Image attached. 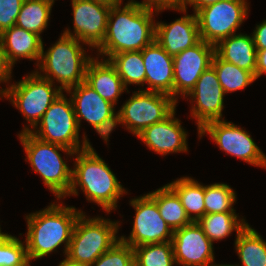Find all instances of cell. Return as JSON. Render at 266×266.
Listing matches in <instances>:
<instances>
[{"label": "cell", "instance_id": "1", "mask_svg": "<svg viewBox=\"0 0 266 266\" xmlns=\"http://www.w3.org/2000/svg\"><path fill=\"white\" fill-rule=\"evenodd\" d=\"M154 11L127 2L112 6L107 20L103 42L97 47L99 54L110 58L112 55L141 51L155 41Z\"/></svg>", "mask_w": 266, "mask_h": 266}, {"label": "cell", "instance_id": "2", "mask_svg": "<svg viewBox=\"0 0 266 266\" xmlns=\"http://www.w3.org/2000/svg\"><path fill=\"white\" fill-rule=\"evenodd\" d=\"M82 146V150L76 152L71 188L67 196L78 195V186L88 201L98 204L109 213L117 208L118 199L127 192L105 161L94 151L86 136L83 137Z\"/></svg>", "mask_w": 266, "mask_h": 266}, {"label": "cell", "instance_id": "3", "mask_svg": "<svg viewBox=\"0 0 266 266\" xmlns=\"http://www.w3.org/2000/svg\"><path fill=\"white\" fill-rule=\"evenodd\" d=\"M82 213L75 207L52 203L44 210L27 215L25 243L29 261L48 256L62 243L66 255L76 221Z\"/></svg>", "mask_w": 266, "mask_h": 266}, {"label": "cell", "instance_id": "4", "mask_svg": "<svg viewBox=\"0 0 266 266\" xmlns=\"http://www.w3.org/2000/svg\"><path fill=\"white\" fill-rule=\"evenodd\" d=\"M19 139L32 169L41 175L44 185L59 199L65 198L72 183V169L58 151L74 156L66 147L39 140L29 132H21Z\"/></svg>", "mask_w": 266, "mask_h": 266}, {"label": "cell", "instance_id": "5", "mask_svg": "<svg viewBox=\"0 0 266 266\" xmlns=\"http://www.w3.org/2000/svg\"><path fill=\"white\" fill-rule=\"evenodd\" d=\"M80 42L74 37L62 34L47 52H44L42 47L40 64L36 65L45 74L40 72L39 75L52 83H55V79L61 84V90L65 91L85 81L86 67L92 58L86 56Z\"/></svg>", "mask_w": 266, "mask_h": 266}, {"label": "cell", "instance_id": "6", "mask_svg": "<svg viewBox=\"0 0 266 266\" xmlns=\"http://www.w3.org/2000/svg\"><path fill=\"white\" fill-rule=\"evenodd\" d=\"M86 217L83 213L78 217L65 259L89 266L120 240L116 236L120 224L110 219Z\"/></svg>", "mask_w": 266, "mask_h": 266}, {"label": "cell", "instance_id": "7", "mask_svg": "<svg viewBox=\"0 0 266 266\" xmlns=\"http://www.w3.org/2000/svg\"><path fill=\"white\" fill-rule=\"evenodd\" d=\"M52 86L50 80L41 77L38 71H34L19 82L2 89V97L9 99L34 128L50 105L63 92L59 86L58 88Z\"/></svg>", "mask_w": 266, "mask_h": 266}, {"label": "cell", "instance_id": "8", "mask_svg": "<svg viewBox=\"0 0 266 266\" xmlns=\"http://www.w3.org/2000/svg\"><path fill=\"white\" fill-rule=\"evenodd\" d=\"M63 92L50 105L33 129L25 126L21 132H29L41 141L57 144L75 152L82 150L79 140V126L71 99L65 98Z\"/></svg>", "mask_w": 266, "mask_h": 266}, {"label": "cell", "instance_id": "9", "mask_svg": "<svg viewBox=\"0 0 266 266\" xmlns=\"http://www.w3.org/2000/svg\"><path fill=\"white\" fill-rule=\"evenodd\" d=\"M246 0H224L195 13L200 39L211 45L236 34L248 14Z\"/></svg>", "mask_w": 266, "mask_h": 266}, {"label": "cell", "instance_id": "10", "mask_svg": "<svg viewBox=\"0 0 266 266\" xmlns=\"http://www.w3.org/2000/svg\"><path fill=\"white\" fill-rule=\"evenodd\" d=\"M177 103L168 94L144 89L134 92L118 112L123 125L137 136L148 126L168 117L176 109Z\"/></svg>", "mask_w": 266, "mask_h": 266}, {"label": "cell", "instance_id": "11", "mask_svg": "<svg viewBox=\"0 0 266 266\" xmlns=\"http://www.w3.org/2000/svg\"><path fill=\"white\" fill-rule=\"evenodd\" d=\"M130 204L136 214L130 236H121L122 242L134 248L172 240L174 231L161 217L156 201L149 194L132 199Z\"/></svg>", "mask_w": 266, "mask_h": 266}, {"label": "cell", "instance_id": "12", "mask_svg": "<svg viewBox=\"0 0 266 266\" xmlns=\"http://www.w3.org/2000/svg\"><path fill=\"white\" fill-rule=\"evenodd\" d=\"M209 134L220 150L249 163L266 168V156L256 145L247 131L226 120H216L205 124L199 137Z\"/></svg>", "mask_w": 266, "mask_h": 266}, {"label": "cell", "instance_id": "13", "mask_svg": "<svg viewBox=\"0 0 266 266\" xmlns=\"http://www.w3.org/2000/svg\"><path fill=\"white\" fill-rule=\"evenodd\" d=\"M71 1L74 34L69 29L65 30L63 34L74 37L89 47L97 48L105 37L111 6L94 0Z\"/></svg>", "mask_w": 266, "mask_h": 266}, {"label": "cell", "instance_id": "14", "mask_svg": "<svg viewBox=\"0 0 266 266\" xmlns=\"http://www.w3.org/2000/svg\"><path fill=\"white\" fill-rule=\"evenodd\" d=\"M215 46L200 40L196 45L173 56L174 100L188 95L201 74L211 66Z\"/></svg>", "mask_w": 266, "mask_h": 266}, {"label": "cell", "instance_id": "15", "mask_svg": "<svg viewBox=\"0 0 266 266\" xmlns=\"http://www.w3.org/2000/svg\"><path fill=\"white\" fill-rule=\"evenodd\" d=\"M224 94L215 69L211 65L201 74L187 95L192 97V102H196L192 106L191 114L196 119L198 131L208 122L223 120Z\"/></svg>", "mask_w": 266, "mask_h": 266}, {"label": "cell", "instance_id": "16", "mask_svg": "<svg viewBox=\"0 0 266 266\" xmlns=\"http://www.w3.org/2000/svg\"><path fill=\"white\" fill-rule=\"evenodd\" d=\"M171 242L177 265L205 266L214 262L213 243L197 222L174 230Z\"/></svg>", "mask_w": 266, "mask_h": 266}, {"label": "cell", "instance_id": "17", "mask_svg": "<svg viewBox=\"0 0 266 266\" xmlns=\"http://www.w3.org/2000/svg\"><path fill=\"white\" fill-rule=\"evenodd\" d=\"M137 137L162 156L188 151L187 133L181 127L180 120L175 118V110L163 121L145 128Z\"/></svg>", "mask_w": 266, "mask_h": 266}, {"label": "cell", "instance_id": "18", "mask_svg": "<svg viewBox=\"0 0 266 266\" xmlns=\"http://www.w3.org/2000/svg\"><path fill=\"white\" fill-rule=\"evenodd\" d=\"M142 51L145 66L146 91L161 92L174 99L173 56L169 55L156 41Z\"/></svg>", "mask_w": 266, "mask_h": 266}, {"label": "cell", "instance_id": "19", "mask_svg": "<svg viewBox=\"0 0 266 266\" xmlns=\"http://www.w3.org/2000/svg\"><path fill=\"white\" fill-rule=\"evenodd\" d=\"M196 15H184L170 24L157 22L155 41L171 56H175L200 41Z\"/></svg>", "mask_w": 266, "mask_h": 266}, {"label": "cell", "instance_id": "20", "mask_svg": "<svg viewBox=\"0 0 266 266\" xmlns=\"http://www.w3.org/2000/svg\"><path fill=\"white\" fill-rule=\"evenodd\" d=\"M66 92L71 94L70 99L79 128L82 118L95 127L115 113V105L103 99L85 81L69 88Z\"/></svg>", "mask_w": 266, "mask_h": 266}, {"label": "cell", "instance_id": "21", "mask_svg": "<svg viewBox=\"0 0 266 266\" xmlns=\"http://www.w3.org/2000/svg\"><path fill=\"white\" fill-rule=\"evenodd\" d=\"M85 82L103 99L116 104L119 96L127 88L119 77L116 68L109 60L92 58L86 67Z\"/></svg>", "mask_w": 266, "mask_h": 266}, {"label": "cell", "instance_id": "22", "mask_svg": "<svg viewBox=\"0 0 266 266\" xmlns=\"http://www.w3.org/2000/svg\"><path fill=\"white\" fill-rule=\"evenodd\" d=\"M9 62L14 65L19 58L37 60L39 64L43 41L41 36L23 28L12 26L0 34Z\"/></svg>", "mask_w": 266, "mask_h": 266}, {"label": "cell", "instance_id": "23", "mask_svg": "<svg viewBox=\"0 0 266 266\" xmlns=\"http://www.w3.org/2000/svg\"><path fill=\"white\" fill-rule=\"evenodd\" d=\"M215 53L222 60L252 72L256 78L257 50L252 36L233 34L215 45Z\"/></svg>", "mask_w": 266, "mask_h": 266}, {"label": "cell", "instance_id": "24", "mask_svg": "<svg viewBox=\"0 0 266 266\" xmlns=\"http://www.w3.org/2000/svg\"><path fill=\"white\" fill-rule=\"evenodd\" d=\"M167 185L177 194L192 222H197L205 215L204 185L190 177H182Z\"/></svg>", "mask_w": 266, "mask_h": 266}, {"label": "cell", "instance_id": "25", "mask_svg": "<svg viewBox=\"0 0 266 266\" xmlns=\"http://www.w3.org/2000/svg\"><path fill=\"white\" fill-rule=\"evenodd\" d=\"M148 194L156 201L161 217L173 231L192 223L179 197L167 184Z\"/></svg>", "mask_w": 266, "mask_h": 266}, {"label": "cell", "instance_id": "26", "mask_svg": "<svg viewBox=\"0 0 266 266\" xmlns=\"http://www.w3.org/2000/svg\"><path fill=\"white\" fill-rule=\"evenodd\" d=\"M236 236L235 248L241 266H266V241L257 231L248 224Z\"/></svg>", "mask_w": 266, "mask_h": 266}, {"label": "cell", "instance_id": "27", "mask_svg": "<svg viewBox=\"0 0 266 266\" xmlns=\"http://www.w3.org/2000/svg\"><path fill=\"white\" fill-rule=\"evenodd\" d=\"M238 217L235 212L205 214L197 221V224L213 243V241L228 237L232 231L236 230L238 234L248 225L244 219H238Z\"/></svg>", "mask_w": 266, "mask_h": 266}, {"label": "cell", "instance_id": "28", "mask_svg": "<svg viewBox=\"0 0 266 266\" xmlns=\"http://www.w3.org/2000/svg\"><path fill=\"white\" fill-rule=\"evenodd\" d=\"M53 0H24L15 25L40 36L48 25Z\"/></svg>", "mask_w": 266, "mask_h": 266}, {"label": "cell", "instance_id": "29", "mask_svg": "<svg viewBox=\"0 0 266 266\" xmlns=\"http://www.w3.org/2000/svg\"><path fill=\"white\" fill-rule=\"evenodd\" d=\"M211 65L214 67L219 83L226 94L244 89L256 80L252 72L222 60L216 53L213 55Z\"/></svg>", "mask_w": 266, "mask_h": 266}, {"label": "cell", "instance_id": "30", "mask_svg": "<svg viewBox=\"0 0 266 266\" xmlns=\"http://www.w3.org/2000/svg\"><path fill=\"white\" fill-rule=\"evenodd\" d=\"M107 60L116 68L126 88L128 84H142L144 86L146 71L142 51L118 53Z\"/></svg>", "mask_w": 266, "mask_h": 266}, {"label": "cell", "instance_id": "31", "mask_svg": "<svg viewBox=\"0 0 266 266\" xmlns=\"http://www.w3.org/2000/svg\"><path fill=\"white\" fill-rule=\"evenodd\" d=\"M134 250L135 266H174L172 242L145 244L136 246Z\"/></svg>", "mask_w": 266, "mask_h": 266}, {"label": "cell", "instance_id": "32", "mask_svg": "<svg viewBox=\"0 0 266 266\" xmlns=\"http://www.w3.org/2000/svg\"><path fill=\"white\" fill-rule=\"evenodd\" d=\"M205 214L235 212L236 193L225 183L205 186Z\"/></svg>", "mask_w": 266, "mask_h": 266}, {"label": "cell", "instance_id": "33", "mask_svg": "<svg viewBox=\"0 0 266 266\" xmlns=\"http://www.w3.org/2000/svg\"><path fill=\"white\" fill-rule=\"evenodd\" d=\"M7 233L0 234V266H30L26 244Z\"/></svg>", "mask_w": 266, "mask_h": 266}, {"label": "cell", "instance_id": "34", "mask_svg": "<svg viewBox=\"0 0 266 266\" xmlns=\"http://www.w3.org/2000/svg\"><path fill=\"white\" fill-rule=\"evenodd\" d=\"M89 266H135L133 248L119 240Z\"/></svg>", "mask_w": 266, "mask_h": 266}, {"label": "cell", "instance_id": "35", "mask_svg": "<svg viewBox=\"0 0 266 266\" xmlns=\"http://www.w3.org/2000/svg\"><path fill=\"white\" fill-rule=\"evenodd\" d=\"M24 0H0V34L15 26Z\"/></svg>", "mask_w": 266, "mask_h": 266}, {"label": "cell", "instance_id": "36", "mask_svg": "<svg viewBox=\"0 0 266 266\" xmlns=\"http://www.w3.org/2000/svg\"><path fill=\"white\" fill-rule=\"evenodd\" d=\"M129 3L137 4L142 7L156 11L157 13L165 9H174L186 13L187 7L184 8V0H144L142 2H137L134 0L129 1ZM154 8V9H153Z\"/></svg>", "mask_w": 266, "mask_h": 266}, {"label": "cell", "instance_id": "37", "mask_svg": "<svg viewBox=\"0 0 266 266\" xmlns=\"http://www.w3.org/2000/svg\"><path fill=\"white\" fill-rule=\"evenodd\" d=\"M123 124L120 113H114L112 116L106 118L103 122L93 127L96 132L107 142L109 134L113 131L117 124Z\"/></svg>", "mask_w": 266, "mask_h": 266}, {"label": "cell", "instance_id": "38", "mask_svg": "<svg viewBox=\"0 0 266 266\" xmlns=\"http://www.w3.org/2000/svg\"><path fill=\"white\" fill-rule=\"evenodd\" d=\"M13 65L9 62L0 38V83L8 82L11 79Z\"/></svg>", "mask_w": 266, "mask_h": 266}, {"label": "cell", "instance_id": "39", "mask_svg": "<svg viewBox=\"0 0 266 266\" xmlns=\"http://www.w3.org/2000/svg\"><path fill=\"white\" fill-rule=\"evenodd\" d=\"M251 36L256 50L266 49V20L256 26V29Z\"/></svg>", "mask_w": 266, "mask_h": 266}, {"label": "cell", "instance_id": "40", "mask_svg": "<svg viewBox=\"0 0 266 266\" xmlns=\"http://www.w3.org/2000/svg\"><path fill=\"white\" fill-rule=\"evenodd\" d=\"M266 73V49L257 50L256 79Z\"/></svg>", "mask_w": 266, "mask_h": 266}, {"label": "cell", "instance_id": "41", "mask_svg": "<svg viewBox=\"0 0 266 266\" xmlns=\"http://www.w3.org/2000/svg\"><path fill=\"white\" fill-rule=\"evenodd\" d=\"M219 1H224V0H184V5L183 7L186 8V6L189 4L190 6H193L194 9V14L199 11L200 9L211 5L215 4Z\"/></svg>", "mask_w": 266, "mask_h": 266}, {"label": "cell", "instance_id": "42", "mask_svg": "<svg viewBox=\"0 0 266 266\" xmlns=\"http://www.w3.org/2000/svg\"><path fill=\"white\" fill-rule=\"evenodd\" d=\"M96 2L104 3L109 6H117L122 4V0H94Z\"/></svg>", "mask_w": 266, "mask_h": 266}, {"label": "cell", "instance_id": "43", "mask_svg": "<svg viewBox=\"0 0 266 266\" xmlns=\"http://www.w3.org/2000/svg\"><path fill=\"white\" fill-rule=\"evenodd\" d=\"M58 266H86V265L75 264L68 261L67 259H64L63 261L60 262Z\"/></svg>", "mask_w": 266, "mask_h": 266}, {"label": "cell", "instance_id": "44", "mask_svg": "<svg viewBox=\"0 0 266 266\" xmlns=\"http://www.w3.org/2000/svg\"><path fill=\"white\" fill-rule=\"evenodd\" d=\"M212 263L214 264V262H211L209 264H206L205 266H236V265H229V264L228 265L227 264L226 265L225 264L224 265L223 264H220V265L219 264H214L213 265Z\"/></svg>", "mask_w": 266, "mask_h": 266}, {"label": "cell", "instance_id": "45", "mask_svg": "<svg viewBox=\"0 0 266 266\" xmlns=\"http://www.w3.org/2000/svg\"><path fill=\"white\" fill-rule=\"evenodd\" d=\"M3 94V90H2V88H1V90H0V97L2 98V95Z\"/></svg>", "mask_w": 266, "mask_h": 266}]
</instances>
